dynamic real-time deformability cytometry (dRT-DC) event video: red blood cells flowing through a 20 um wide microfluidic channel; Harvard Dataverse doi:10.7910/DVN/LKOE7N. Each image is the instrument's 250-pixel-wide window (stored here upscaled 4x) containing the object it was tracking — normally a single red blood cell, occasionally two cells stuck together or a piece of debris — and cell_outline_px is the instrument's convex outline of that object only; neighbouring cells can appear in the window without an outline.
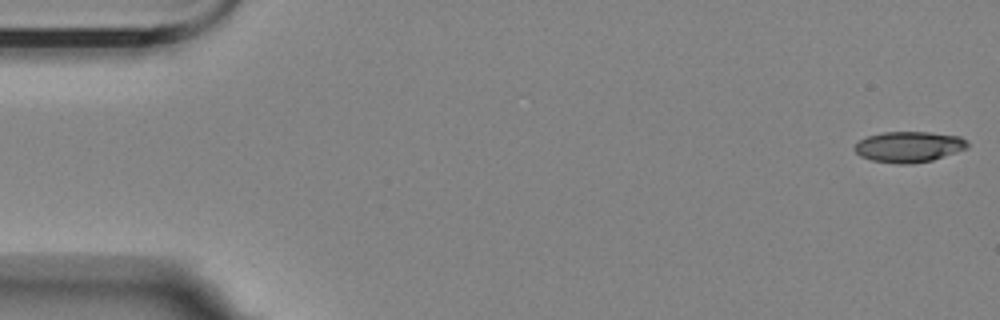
{"species": "Egyptian fruit bat (a non-hibernating species)", "species_latin": "Rousettus aegyptiacus", "temperature_condition": "room temperature", "stored_images_in_passage": 5, "camera_frame_rate_fps": 3000, "um_per_image_px": 0.085, "animal": {"sex": "female"}, "frame": {"image": 1, "passage_image": 1, "time_ms": 0.0, "image_size_px": [1000, 320], "cell_outline_px": [[968, 148], [932, 160], [908, 164], [896, 164], [872, 160], [860, 156], [856, 152], [856, 144], [860, 140], [868, 136], [884, 132], [928, 132], [960, 136], [968, 144]], "centroid_in_image_um": [77.26, 12.48], "position_along_channel_um": 7.7, "area_um2": 20.0}}